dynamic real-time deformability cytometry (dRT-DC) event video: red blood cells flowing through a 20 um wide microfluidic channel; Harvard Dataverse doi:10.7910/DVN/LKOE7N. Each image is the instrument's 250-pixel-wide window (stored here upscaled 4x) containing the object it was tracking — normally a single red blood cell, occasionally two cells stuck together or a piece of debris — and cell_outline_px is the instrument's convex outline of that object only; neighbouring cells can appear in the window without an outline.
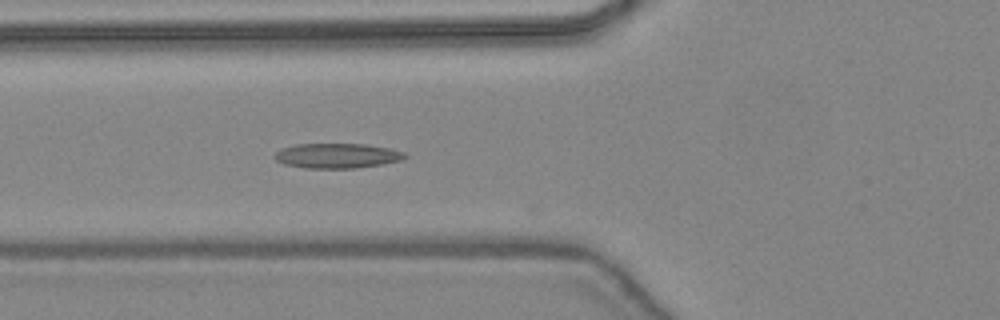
{"species": "common noctule bat (a hibernating species)", "species_latin": "Nyctalus noctula", "temperature_condition": "warm", "stored_images_in_passage": 47, "camera_frame_rate_fps": 3000, "um_per_image_px": 0.085, "animal": {"sex": "female", "body_mass_g": 24.6, "forearm_length_mm": 56.2}, "frame": {"image": 1, "passage_image": 19, "time_ms": 6.0, "image_size_px": [1000, 320], "cell_outline_px": [[408, 156], [404, 160], [356, 168], [304, 168], [284, 164], [276, 160], [272, 156], [276, 152], [284, 148], [296, 144], [364, 144], [392, 148], [404, 152]], "centroid_in_image_um": [28.68, 13.24], "position_along_channel_um": 97.1, "area_um2": 18.96}}
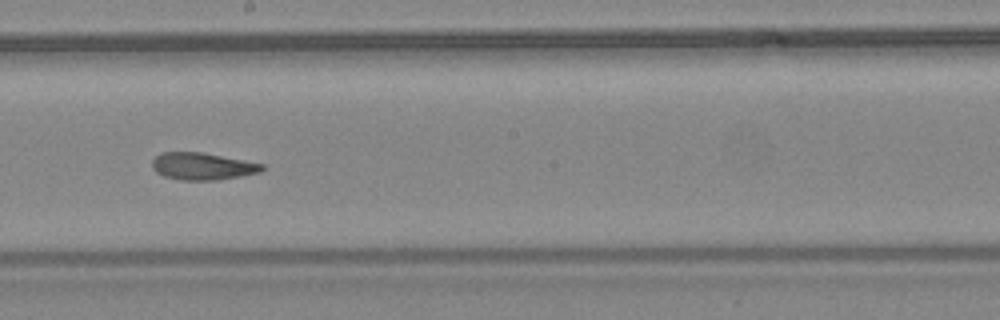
{"frame": {"image": 2, "passage_image": 28, "time_ms": 9.0, "image_size_px": [1000, 320], "cell_outline_px": [[264, 168], [260, 172], [240, 176], [216, 180], [180, 180], [164, 176], [156, 172], [152, 168], [152, 160], [160, 152], [204, 152], [264, 164]], "centroid_in_image_um": [17.19, 14.12], "position_along_channel_um": 231.0, "area_um2": 17.46}}
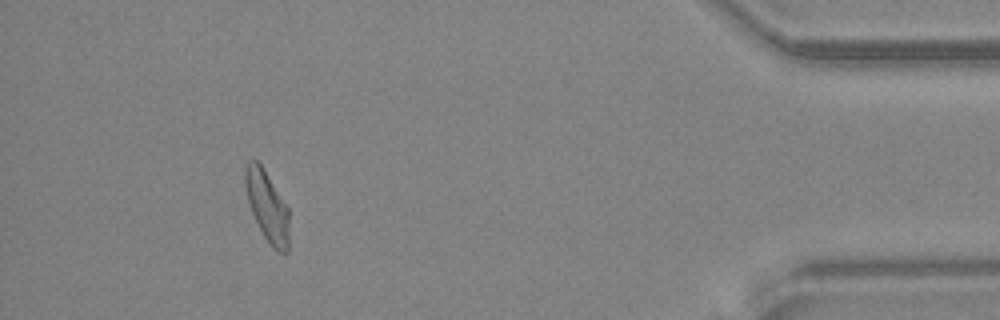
{"frame": {"image": 3, "passage_image": 44, "time_ms": 14.333, "image_size_px": [1000, 320], "cell_outline_px": [[288, 252], [276, 252], [272, 248], [264, 236], [252, 212], [248, 200], [244, 184], [244, 164], [248, 160], [256, 160], [260, 164], [288, 208]], "centroid_in_image_um": [22.68, 17.52], "position_along_channel_um": 412.5, "area_um2": 17.74}, "authors_computed_cell_mechanics": {"area_um2": 18.0914, "velocity_mm_per_s": 4.437, "shape_relaxation_time_tau1_ms": 5.2579, "shape_relaxation_time_tau2_ms": 2.2048, "deformation_change_tau1": 0.1621, "deformation_change_tau2": 0.0863}}